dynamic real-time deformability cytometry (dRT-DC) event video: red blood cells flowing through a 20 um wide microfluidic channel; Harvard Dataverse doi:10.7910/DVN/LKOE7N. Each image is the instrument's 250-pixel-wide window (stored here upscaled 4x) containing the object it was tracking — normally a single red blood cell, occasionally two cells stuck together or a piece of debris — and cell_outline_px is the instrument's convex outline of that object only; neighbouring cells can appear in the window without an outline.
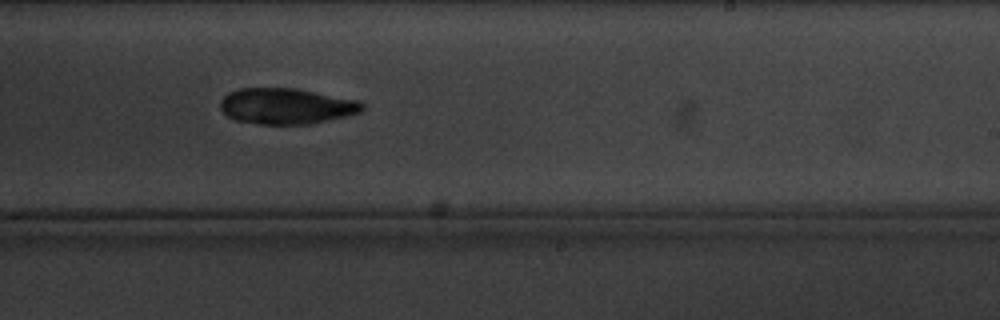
{"species": "common noctule bat (a hibernating species)", "species_latin": "Nyctalus noctula", "temperature_condition": "cold", "stored_images_in_passage": 8, "camera_frame_rate_fps": 3000, "um_per_image_px": 0.085, "animal": {"sex": "male", "body_mass_g": 20.1, "forearm_length_mm": 53.5}, "frame": {"image": 1, "passage_image": 6, "time_ms": 5.667, "image_size_px": [1000, 320], "cell_outline_px": [[364, 108], [360, 112], [312, 124], [260, 124], [236, 120], [228, 116], [220, 108], [220, 100], [228, 92], [240, 88], [296, 88], [360, 100], [364, 104]], "centroid_in_image_um": [24.34, 9.01], "position_along_channel_um": 264.7, "area_um2": 29.77}}